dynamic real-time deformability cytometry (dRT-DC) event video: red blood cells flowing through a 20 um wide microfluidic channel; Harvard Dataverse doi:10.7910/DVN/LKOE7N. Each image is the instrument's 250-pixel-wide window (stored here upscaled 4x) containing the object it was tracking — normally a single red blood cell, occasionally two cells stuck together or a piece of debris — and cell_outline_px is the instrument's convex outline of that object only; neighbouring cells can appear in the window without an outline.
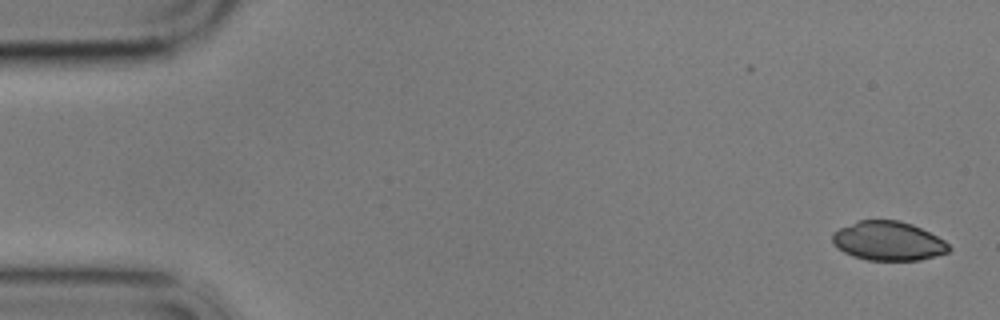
{"species": "common noctule bat (a hibernating species)", "species_latin": "Nyctalus noctula", "temperature_condition": "cold", "stored_images_in_passage": 5, "camera_frame_rate_fps": 3000, "um_per_image_px": 0.085, "animal": {"sex": "male", "body_mass_g": 17.9}, "frame": {"image": 1, "passage_image": 1, "time_ms": 0.0, "image_size_px": [1000, 320], "cell_outline_px": [[952, 248], [948, 252], [920, 260], [868, 260], [852, 256], [844, 252], [832, 244], [832, 232], [856, 220], [900, 220], [912, 224], [944, 240]], "centroid_in_image_um": [75.47, 20.48], "position_along_channel_um": 9.5, "area_um2": 26.59}}
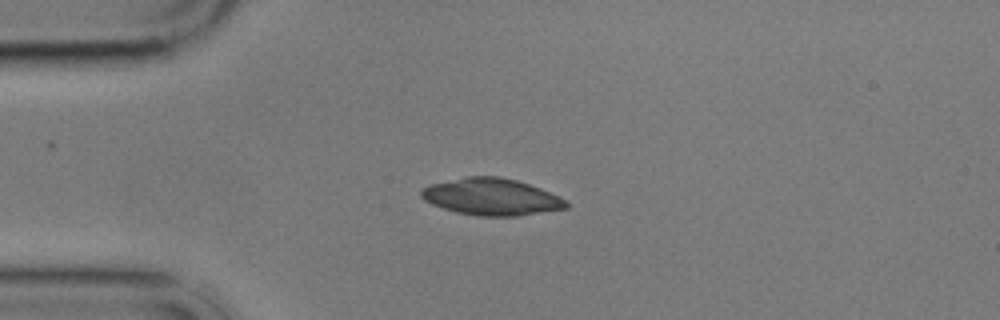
{"frame": {"image": 2, "passage_image": 4, "time_ms": 4.0, "image_size_px": [1000, 320], "cell_outline_px": [[568, 208], [516, 216], [476, 216], [456, 212], [432, 204], [424, 200], [420, 196], [420, 188], [428, 184], [468, 176], [500, 176], [516, 180], [540, 188], [564, 200], [568, 204]], "centroid_in_image_um": [41.7, 16.73], "position_along_channel_um": 43.3, "area_um2": 31.04}}